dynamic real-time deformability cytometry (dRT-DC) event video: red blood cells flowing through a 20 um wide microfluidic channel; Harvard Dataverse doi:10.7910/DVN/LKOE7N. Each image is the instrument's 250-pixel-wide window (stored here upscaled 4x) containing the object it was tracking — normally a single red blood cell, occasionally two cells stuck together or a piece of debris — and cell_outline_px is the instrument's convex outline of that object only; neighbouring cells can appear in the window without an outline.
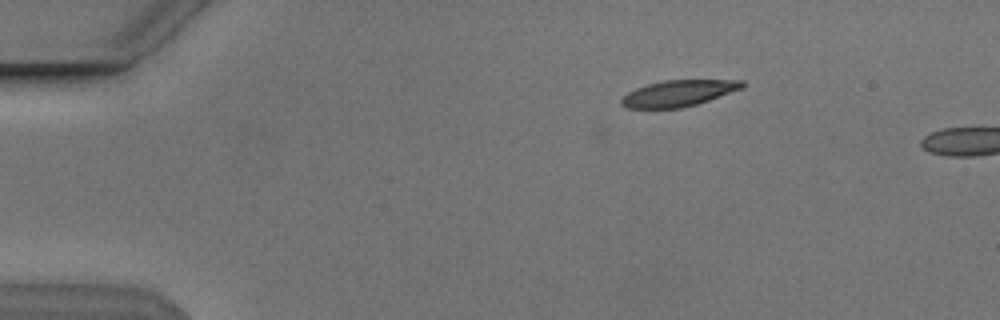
{"species": "Egyptian fruit bat (a non-hibernating species)", "species_latin": "Rousettus aegyptiacus", "temperature_condition": "cold", "stored_images_in_passage": 3, "camera_frame_rate_fps": 3000, "um_per_image_px": 0.085, "animal": {"sex": "male"}, "frame": {"image": 1, "passage_image": 3, "time_ms": 0.667, "image_size_px": [1000, 320], "cell_outline_px": [[744, 88], [696, 104], [680, 108], [624, 108], [620, 104], [620, 100], [628, 92], [636, 88], [648, 84], [664, 80], [744, 80]], "centroid_in_image_um": [57.66, 7.92], "position_along_channel_um": 27.3, "area_um2": 18.38}}